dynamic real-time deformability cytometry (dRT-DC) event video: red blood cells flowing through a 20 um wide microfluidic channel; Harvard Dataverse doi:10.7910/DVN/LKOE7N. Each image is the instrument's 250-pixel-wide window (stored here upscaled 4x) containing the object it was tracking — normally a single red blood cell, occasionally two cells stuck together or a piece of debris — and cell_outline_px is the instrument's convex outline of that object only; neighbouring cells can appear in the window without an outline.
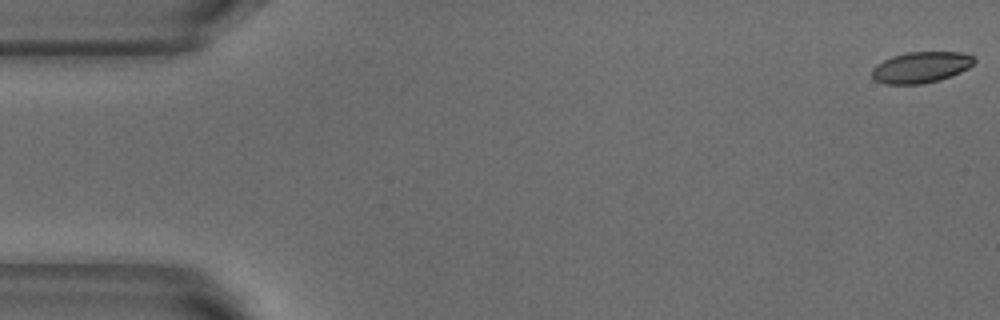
{"species": "common noctule bat (a hibernating species)", "species_latin": "Nyctalus noctula", "temperature_condition": "warm", "stored_images_in_passage": 5, "camera_frame_rate_fps": 3000, "um_per_image_px": 0.085, "animal": {"sex": "male", "body_mass_g": 18.8}, "frame": {"image": 1, "passage_image": 1, "time_ms": 0.0, "image_size_px": [1000, 320], "cell_outline_px": [[976, 60], [968, 68], [960, 72], [940, 80], [920, 84], [884, 84], [876, 80], [872, 76], [872, 68], [876, 64], [892, 56], [908, 52], [964, 52], [972, 56]], "centroid_in_image_um": [78.27, 5.72], "position_along_channel_um": 6.7, "area_um2": 18.5}}
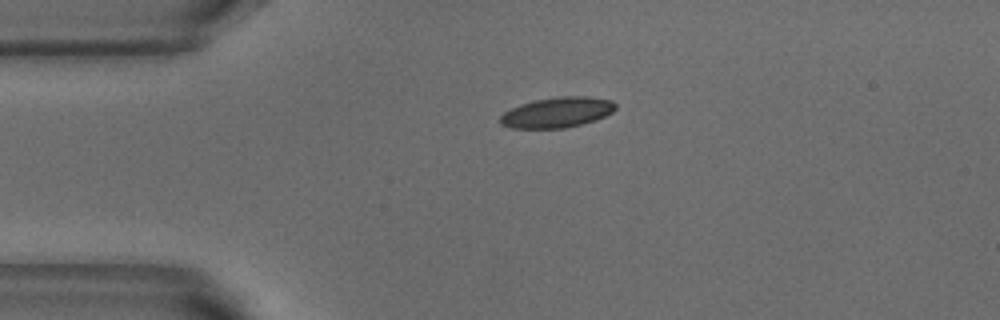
{"frame": {"image": 2, "passage_image": 4, "time_ms": 1.0, "image_size_px": [1000, 320], "cell_outline_px": [[616, 108], [612, 112], [596, 120], [564, 128], [512, 128], [500, 124], [500, 116], [504, 112], [520, 104], [536, 100], [560, 96], [588, 96], [612, 100], [616, 104]], "centroid_in_image_um": [47.37, 9.55], "position_along_channel_um": 37.6, "area_um2": 20.35}}